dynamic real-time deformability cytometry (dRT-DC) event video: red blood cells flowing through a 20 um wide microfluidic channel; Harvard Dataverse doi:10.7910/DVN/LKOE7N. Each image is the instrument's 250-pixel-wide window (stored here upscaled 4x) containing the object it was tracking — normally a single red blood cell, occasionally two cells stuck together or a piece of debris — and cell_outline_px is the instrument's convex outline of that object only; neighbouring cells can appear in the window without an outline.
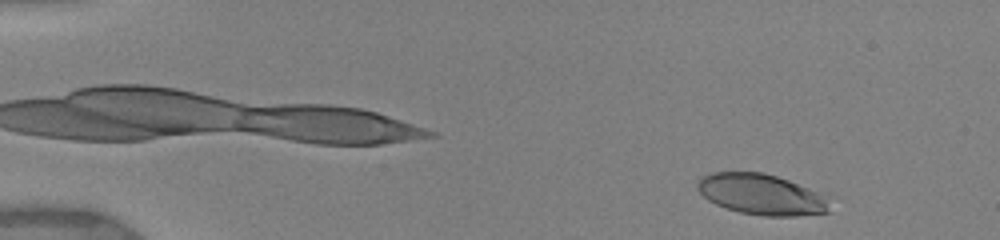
{"species": "human", "species_latin": "Homo sapiens", "temperature_condition": "warm", "stored_images_in_passage": 36, "camera_frame_rate_fps": 3000, "um_per_image_px": 0.085, "donor": {"sex": "female"}, "frame": {"image": 1, "passage_image": 4, "time_ms": 0.667, "image_size_px": [1000, 240], "cell_outline_px": [[828, 212], [796, 216], [764, 216], [740, 212], [716, 204], [708, 200], [696, 188], [696, 184], [700, 176], [712, 172], [764, 172], [788, 180], [808, 188], [824, 196]], "centroid_in_image_um": [64.63, 16.51], "position_along_channel_um": 20.4, "area_um2": 30.98}}
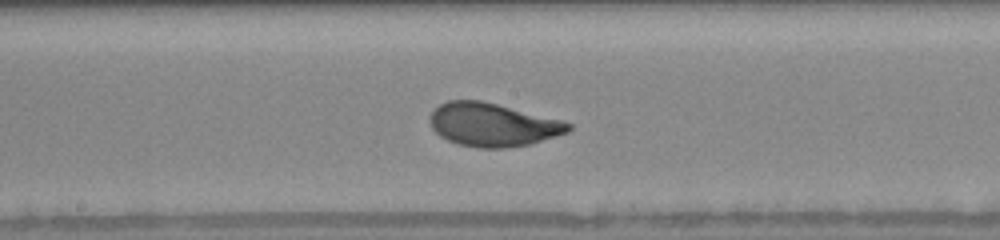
{"frame": {"image": 2, "passage_image": 23, "time_ms": 8.333, "image_size_px": [1000, 240], "cell_outline_px": [[572, 128], [568, 132], [556, 136], [528, 144], [504, 148], [484, 148], [456, 144], [440, 136], [432, 128], [428, 120], [432, 112], [440, 104], [448, 100], [480, 100], [560, 120], [572, 124]], "centroid_in_image_um": [41.84, 10.6], "position_along_channel_um": 206.4, "area_um2": 34.56}}
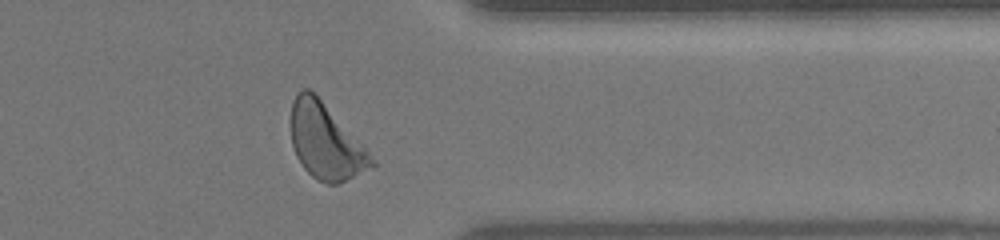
{"frame": {"image": 3, "passage_image": 33, "time_ms": 13.0, "image_size_px": [1000, 240], "cell_outline_px": [[376, 164], [336, 184], [328, 184], [316, 180], [304, 168], [296, 156], [292, 144], [292, 100], [304, 88], [308, 88], [364, 144], [376, 160]], "centroid_in_image_um": [27.69, 12.05], "position_along_channel_um": 383.7, "area_um2": 34.68}, "authors_computed_cell_mechanics": {"area_um2": 34.3621, "velocity_mm_per_s": 3.8974, "shape_relaxation_time_tau1_ms": 2.2053, "shape_relaxation_time_tau2_ms": null, "deformation_change_tau1": 0.1428, "deformation_change_tau2": null}}